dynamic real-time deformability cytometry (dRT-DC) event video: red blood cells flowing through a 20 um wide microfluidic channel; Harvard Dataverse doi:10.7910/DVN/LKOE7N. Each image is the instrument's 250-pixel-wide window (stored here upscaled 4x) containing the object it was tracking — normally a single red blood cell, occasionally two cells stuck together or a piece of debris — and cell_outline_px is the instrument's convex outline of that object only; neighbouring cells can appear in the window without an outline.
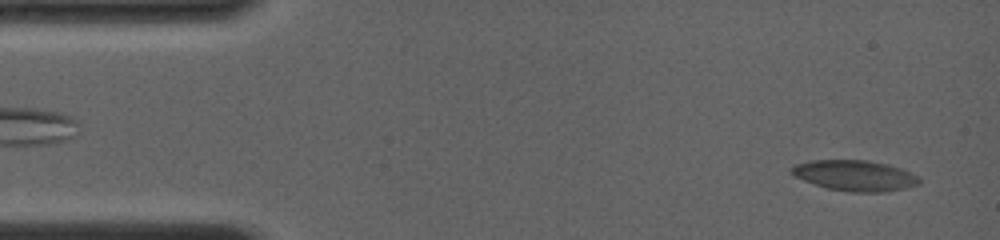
{"species": "common noctule bat (a hibernating species)", "species_latin": "Nyctalus noctula", "temperature_condition": "room temperature", "stored_images_in_passage": 50, "camera_frame_rate_fps": 4000, "um_per_image_px": 0.085, "animal": {"sex": "female", "body_mass_g": 19.0, "forearm_length_mm": 56.7}, "frame": {"image": 1, "passage_image": 1, "time_ms": 0.0, "image_size_px": [1000, 240], "cell_outline_px": [[920, 184], [908, 188], [884, 192], [848, 192], [828, 188], [804, 180], [796, 176], [788, 168], [796, 164], [812, 160], [868, 160], [888, 164], [900, 168], [916, 176], [920, 180]], "centroid_in_image_um": [72.68, 14.92], "position_along_channel_um": 12.3, "area_um2": 22.72}}
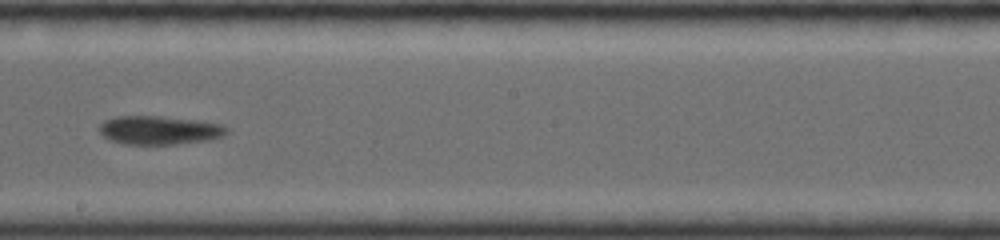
{"frame": {"image": 2, "passage_image": 28, "time_ms": 8.25, "image_size_px": [1000, 240], "cell_outline_px": [[228, 132], [224, 136], [208, 140], [176, 144], [124, 144], [112, 140], [104, 136], [100, 132], [100, 124], [104, 120], [116, 116], [160, 116], [196, 120], [224, 124], [228, 128]], "centroid_in_image_um": [13.58, 11.06], "position_along_channel_um": 234.6, "area_um2": 21.27}}
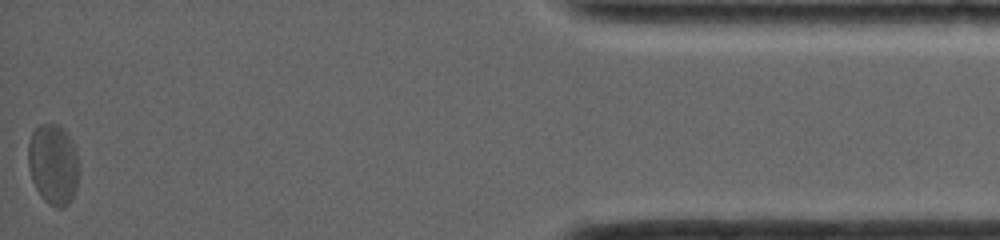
{"frame": {"image": 3, "passage_image": 49, "time_ms": 15.0, "image_size_px": [1000, 240], "cell_outline_px": [[76, 188], [72, 200], [64, 208], [56, 208], [48, 204], [44, 200], [36, 188], [32, 180], [28, 168], [28, 144], [32, 132], [40, 124], [60, 124], [68, 132], [72, 140], [76, 152]], "centroid_in_image_um": [4.5, 13.96], "position_along_channel_um": 430.7, "area_um2": 23.87}}